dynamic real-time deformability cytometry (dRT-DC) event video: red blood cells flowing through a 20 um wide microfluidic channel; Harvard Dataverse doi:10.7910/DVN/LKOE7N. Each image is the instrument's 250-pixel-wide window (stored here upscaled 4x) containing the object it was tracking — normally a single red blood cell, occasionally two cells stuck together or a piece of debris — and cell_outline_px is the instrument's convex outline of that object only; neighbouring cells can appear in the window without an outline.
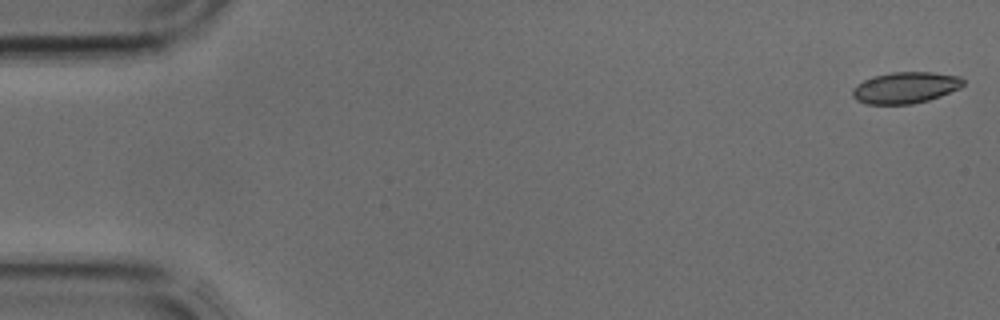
{"species": "common noctule bat (a hibernating species)", "species_latin": "Nyctalus noctula", "temperature_condition": "cold", "stored_images_in_passage": 42, "camera_frame_rate_fps": 3000, "um_per_image_px": 0.085, "animal": {"sex": "male", "body_mass_g": 17.9, "forearm_length_mm": 54.2}, "frame": {"image": 1, "passage_image": 1, "time_ms": 0.0, "image_size_px": [1000, 320], "cell_outline_px": [[964, 84], [960, 88], [940, 96], [928, 100], [912, 104], [868, 104], [856, 100], [852, 96], [852, 88], [856, 84], [864, 80], [876, 76], [892, 72], [932, 72], [960, 76], [964, 80]], "centroid_in_image_um": [76.96, 7.45], "position_along_channel_um": 8.0, "area_um2": 20.23}}
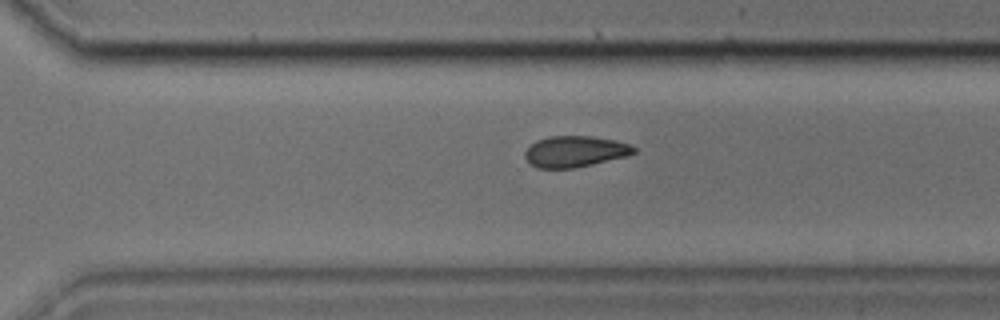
{"frame": {"image": 2, "passage_image": 29, "time_ms": 9.333, "image_size_px": [1000, 320], "cell_outline_px": [[636, 152], [628, 156], [576, 168], [536, 168], [528, 164], [524, 156], [524, 152], [536, 140], [548, 136], [592, 136], [616, 140], [632, 144], [636, 148]], "centroid_in_image_um": [48.88, 12.88], "position_along_channel_um": 321.7, "area_um2": 20.11}}
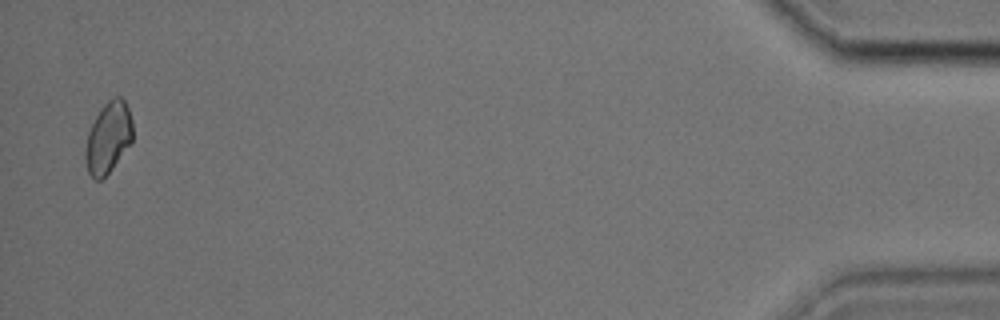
{"frame": {"image": 3, "passage_image": 41, "time_ms": 13.333, "image_size_px": [1000, 320], "cell_outline_px": [[132, 144], [112, 168], [100, 180], [96, 180], [88, 172], [84, 160], [84, 148], [88, 132], [100, 108], [108, 100], [116, 96], [120, 96], [124, 100], [128, 108], [132, 120]], "centroid_in_image_um": [9.19, 11.7], "position_along_channel_um": 426.0, "area_um2": 19.77}}